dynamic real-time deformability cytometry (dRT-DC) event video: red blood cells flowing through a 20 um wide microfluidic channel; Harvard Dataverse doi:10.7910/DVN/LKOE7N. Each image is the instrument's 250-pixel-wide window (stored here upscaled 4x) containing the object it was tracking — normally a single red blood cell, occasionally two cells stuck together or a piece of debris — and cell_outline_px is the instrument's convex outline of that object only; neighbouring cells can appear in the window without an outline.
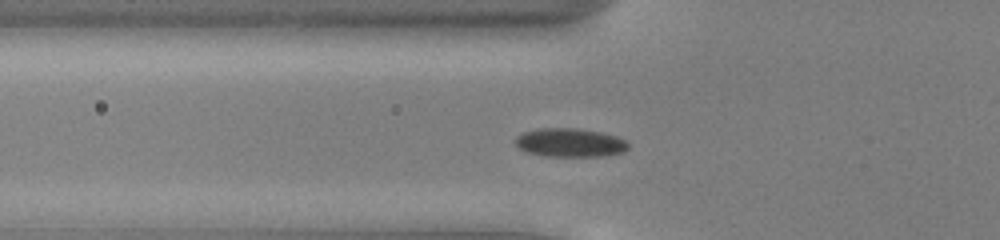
{"species": "common noctule bat (a hibernating species)", "species_latin": "Nyctalus noctula", "temperature_condition": "cold", "stored_images_in_passage": 45, "camera_frame_rate_fps": 3000, "um_per_image_px": 0.085, "animal": {"sex": "male", "body_mass_g": 13.0, "forearm_length_mm": 53.1}, "frame": {"image": 1, "passage_image": 11, "time_ms": 3.333, "image_size_px": [1000, 240], "cell_outline_px": [[628, 148], [624, 152], [604, 156], [548, 156], [528, 152], [520, 148], [516, 144], [516, 136], [524, 132], [540, 128], [576, 128], [600, 132], [616, 136], [624, 140], [628, 144]], "centroid_in_image_um": [48.47, 12.12], "position_along_channel_um": 77.3, "area_um2": 18.67}}
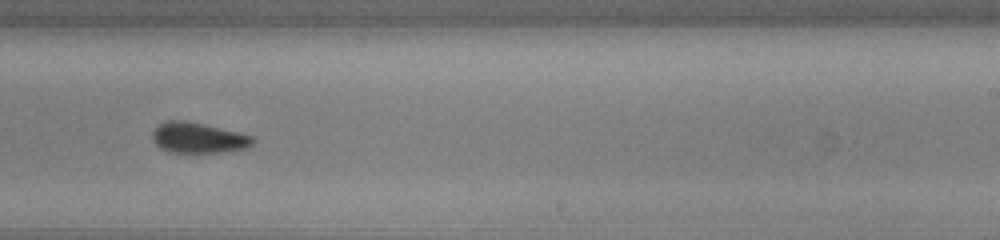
{"frame": {"image": 2, "passage_image": 26, "time_ms": 8.333, "image_size_px": [1000, 240], "cell_outline_px": [[256, 140], [248, 148], [224, 152], [168, 152], [160, 148], [152, 140], [152, 132], [164, 120], [184, 120], [204, 124], [252, 136]], "centroid_in_image_um": [16.83, 11.72], "position_along_channel_um": 272.2, "area_um2": 17.86}}
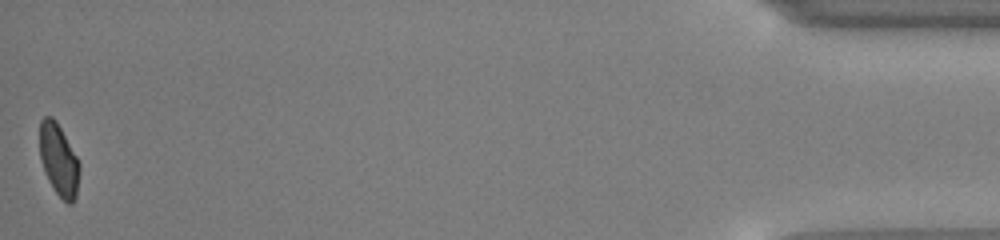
{"frame": {"image": 3, "passage_image": 45, "time_ms": 14.667, "image_size_px": [1000, 240], "cell_outline_px": [[80, 168], [76, 196], [72, 204], [68, 204], [56, 192], [48, 180], [44, 172], [40, 160], [40, 120], [44, 116], [52, 116], [56, 120], [76, 156], [80, 164]], "centroid_in_image_um": [4.98, 13.58], "position_along_channel_um": 430.2, "area_um2": 16.65}, "authors_computed_cell_mechanics": {"area_um2": 18.2648, "velocity_mm_per_s": 3.9004, "shape_relaxation_time_tau1_ms": 2.2703, "shape_relaxation_time_tau2_ms": 4.6293, "deformation_change_tau1": 0.0874, "deformation_change_tau2": 0.081}}